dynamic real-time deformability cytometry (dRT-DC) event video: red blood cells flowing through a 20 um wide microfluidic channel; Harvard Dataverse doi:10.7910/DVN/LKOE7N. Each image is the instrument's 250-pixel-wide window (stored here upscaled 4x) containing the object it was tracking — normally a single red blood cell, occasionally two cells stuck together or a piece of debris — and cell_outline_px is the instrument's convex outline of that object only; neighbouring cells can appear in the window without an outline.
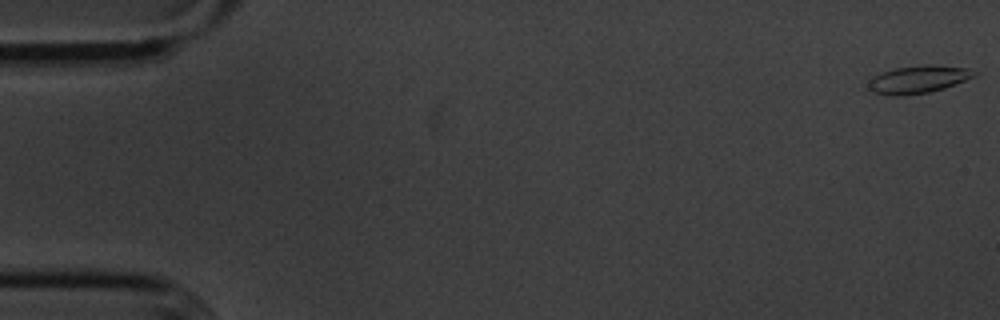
{"species": "common noctule bat (a hibernating species)", "species_latin": "Nyctalus noctula", "temperature_condition": "cold", "stored_images_in_passage": 56, "camera_frame_rate_fps": 3000, "um_per_image_px": 0.085, "animal": {"sex": "male", "body_mass_g": 20.1, "forearm_length_mm": 53.5}, "frame": {"image": 1, "passage_image": 1, "time_ms": 0.0, "image_size_px": [1000, 320], "cell_outline_px": [[976, 76], [944, 88], [928, 92], [900, 96], [888, 96], [872, 92], [868, 88], [868, 84], [876, 76], [884, 72], [896, 68], [924, 64], [932, 64], [968, 68], [976, 72]], "centroid_in_image_um": [78.07, 6.75], "position_along_channel_um": 6.9, "area_um2": 16.94}}
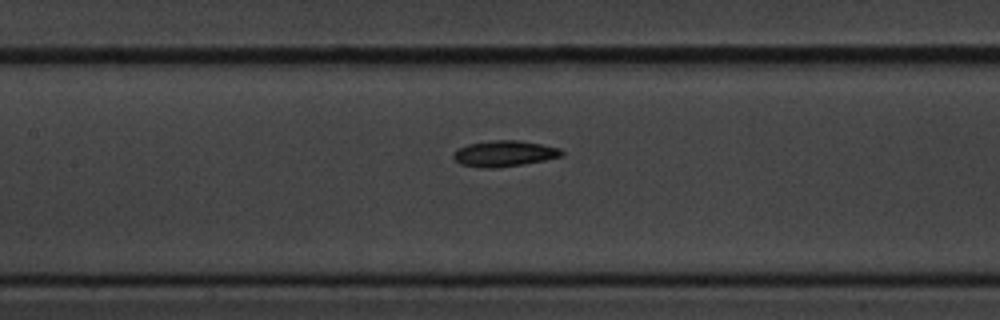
{"frame": {"image": 2, "passage_image": 26, "time_ms": 8.333, "image_size_px": [1000, 320], "cell_outline_px": [[564, 152], [560, 156], [544, 160], [496, 168], [480, 168], [460, 164], [452, 156], [460, 148], [468, 144], [492, 140], [520, 140], [560, 148]], "centroid_in_image_um": [42.85, 13.05], "position_along_channel_um": 164.5, "area_um2": 16.13}}
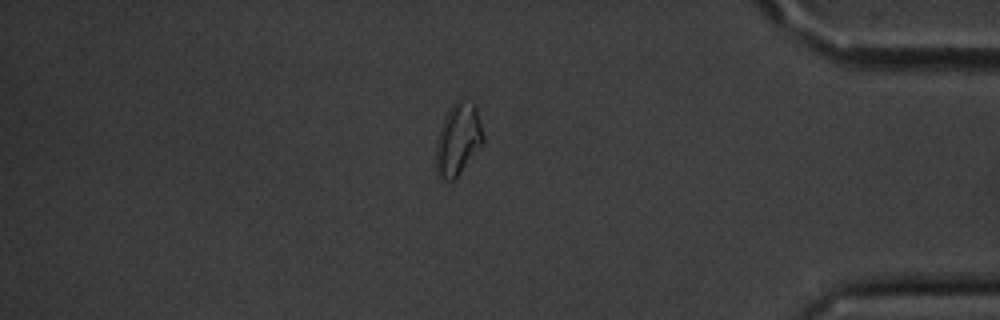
{"frame": {"image": 3, "passage_image": 48, "time_ms": 15.667, "image_size_px": [1000, 320], "cell_outline_px": [[484, 144], [456, 180], [444, 180], [436, 176], [436, 148], [440, 132], [444, 120], [452, 104], [456, 100], [472, 100], [476, 108], [480, 120], [484, 136]], "centroid_in_image_um": [38.97, 11.9], "position_along_channel_um": 396.2, "area_um2": 20.0}, "authors_computed_cell_mechanics": {"area_um2": 16.5308, "velocity_mm_per_s": 3.578, "shape_relaxation_time_tau1_ms": 3.8129, "shape_relaxation_time_tau2_ms": null, "deformation_change_tau1": 0.0956, "deformation_change_tau2": null}}